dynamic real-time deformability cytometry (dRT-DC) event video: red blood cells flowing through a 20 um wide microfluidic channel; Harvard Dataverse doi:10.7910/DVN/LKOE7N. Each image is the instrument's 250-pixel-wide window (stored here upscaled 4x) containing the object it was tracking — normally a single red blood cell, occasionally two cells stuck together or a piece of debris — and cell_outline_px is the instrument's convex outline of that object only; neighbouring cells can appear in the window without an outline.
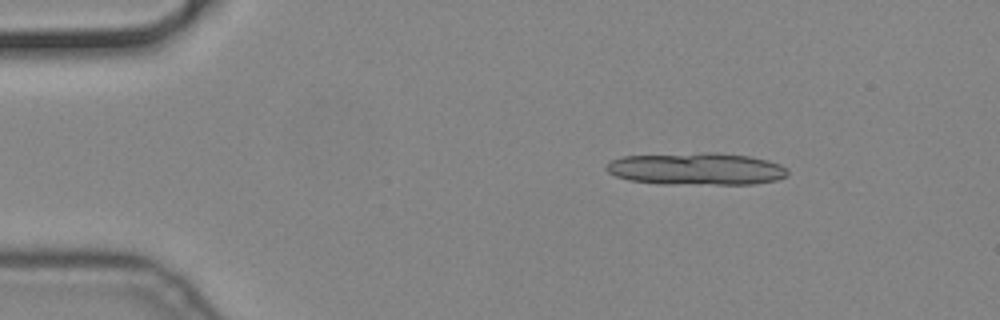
{"species": "common noctule bat (a hibernating species)", "species_latin": "Nyctalus noctula", "temperature_condition": "cold", "stored_images_in_passage": 14, "segment_of_instrument_passage": [1, 2], "camera_frame_rate_fps": 3000, "um_per_image_px": 0.085, "animal": {"sex": "male", "body_mass_g": 19.2, "forearm_length_mm": 51.8}, "frame": {"image": 1, "passage_image": 1, "time_ms": 0.0, "image_size_px": [1000, 320], "cell_outline_px": [[788, 176], [776, 180], [756, 184], [660, 184], [628, 180], [616, 176], [608, 172], [604, 168], [604, 164], [612, 160], [624, 156], [704, 152], [720, 152], [748, 156], [768, 160], [780, 164], [788, 168]], "centroid_in_image_um": [59.2, 14.35], "position_along_channel_um": 25.8, "area_um2": 34.56}}